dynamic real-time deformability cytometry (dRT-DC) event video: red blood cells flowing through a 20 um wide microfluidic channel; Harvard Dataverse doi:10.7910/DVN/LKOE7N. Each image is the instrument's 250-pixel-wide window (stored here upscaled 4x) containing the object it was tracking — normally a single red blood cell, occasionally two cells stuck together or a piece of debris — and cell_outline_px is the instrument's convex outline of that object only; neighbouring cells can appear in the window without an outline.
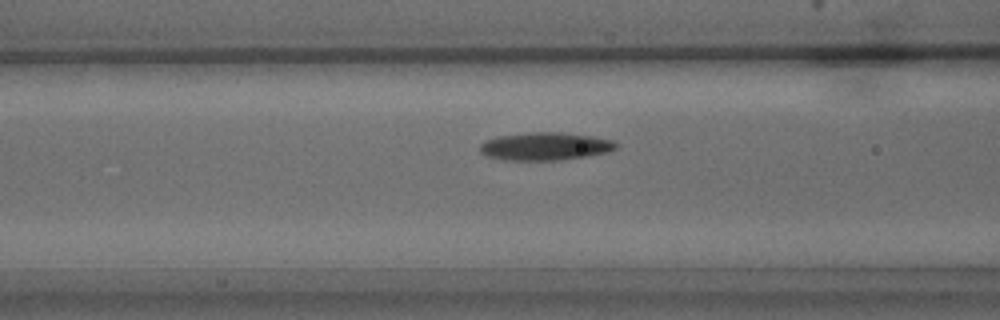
{"species": "common noctule bat (a hibernating species)", "species_latin": "Nyctalus noctula", "temperature_condition": "warm", "stored_images_in_passage": 28, "camera_frame_rate_fps": 3000, "um_per_image_px": 0.085, "animal": {"sex": "male", "body_mass_g": 15.6}, "frame": {"image": 1, "passage_image": 4, "time_ms": 1.0, "image_size_px": [1000, 320], "cell_outline_px": [[616, 148], [608, 152], [560, 160], [504, 160], [484, 156], [480, 152], [480, 144], [484, 140], [500, 136], [528, 132], [564, 132], [592, 136], [612, 140], [616, 144]], "centroid_in_image_um": [46.28, 12.43], "position_along_channel_um": 120.3, "area_um2": 22.14}}
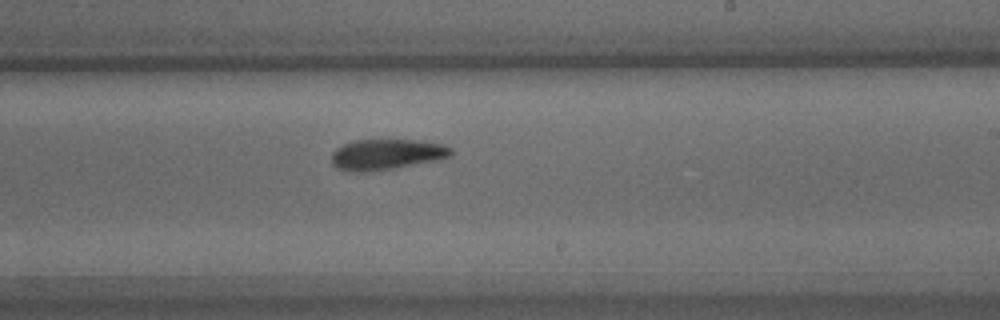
{"frame": {"image": 2, "passage_image": 12, "time_ms": 3.667, "image_size_px": [1000, 320], "cell_outline_px": [[452, 152], [448, 156], [436, 160], [396, 168], [372, 172], [348, 172], [336, 168], [332, 164], [332, 152], [336, 148], [344, 144], [356, 140], [412, 140], [440, 144], [452, 148]], "centroid_in_image_um": [32.78, 13.15], "position_along_channel_um": 256.2, "area_um2": 21.27}}
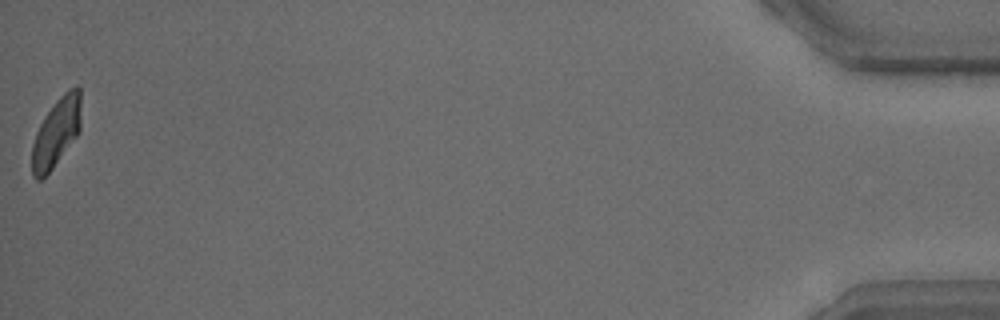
{"frame": {"image": 3, "passage_image": 28, "time_ms": 9.0, "image_size_px": [1000, 320], "cell_outline_px": [[80, 132], [52, 168], [40, 180], [36, 180], [32, 176], [32, 144], [36, 132], [44, 116], [56, 100], [68, 88], [76, 84], [80, 88]], "centroid_in_image_um": [4.79, 11.22], "position_along_channel_um": 430.4, "area_um2": 19.65}}